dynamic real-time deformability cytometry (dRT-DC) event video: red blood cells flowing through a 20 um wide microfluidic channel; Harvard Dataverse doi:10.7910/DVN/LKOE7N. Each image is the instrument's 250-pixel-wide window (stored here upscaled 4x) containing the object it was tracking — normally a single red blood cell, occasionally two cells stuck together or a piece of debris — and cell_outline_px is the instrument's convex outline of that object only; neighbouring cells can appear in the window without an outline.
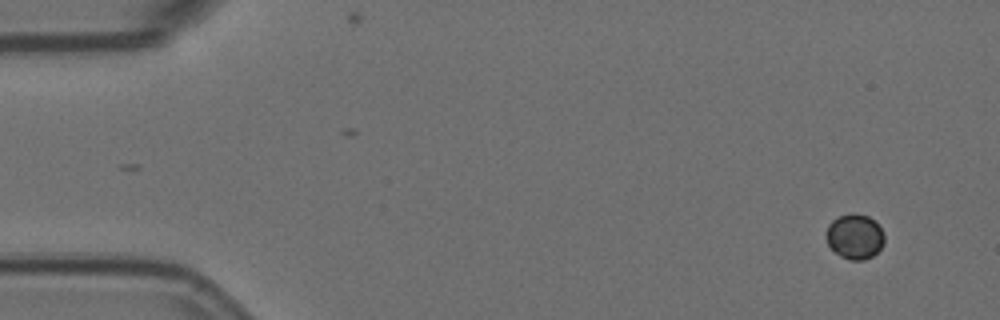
{"species": "Egyptian fruit bat (a non-hibernating species)", "species_latin": "Rousettus aegyptiacus", "temperature_condition": "room temperature", "stored_images_in_passage": 6, "camera_frame_rate_fps": 3000, "um_per_image_px": 0.085, "animal": {"sex": "female"}, "frame": {"image": 1, "passage_image": 1, "time_ms": 0.0, "image_size_px": [1000, 320], "cell_outline_px": [[884, 244], [872, 256], [864, 260], [848, 260], [840, 256], [828, 244], [824, 236], [828, 224], [836, 216], [852, 212], [868, 216], [884, 232]], "centroid_in_image_um": [72.62, 20.09], "position_along_channel_um": 12.4, "area_um2": 15.43}}
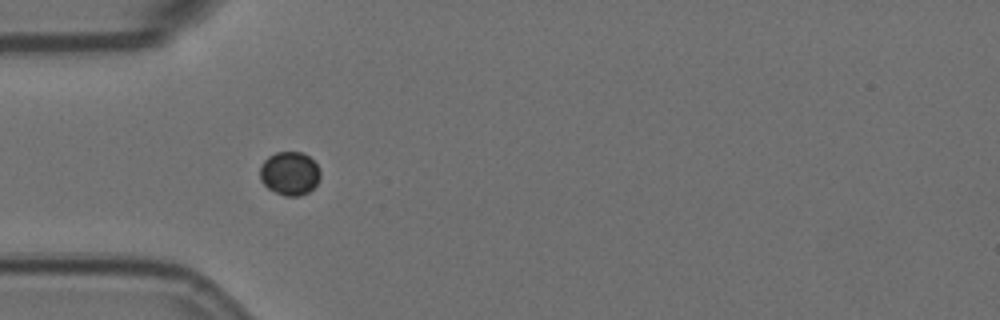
{"frame": {"image": 2, "passage_image": 5, "time_ms": 1.333, "image_size_px": [1000, 320], "cell_outline_px": [[320, 180], [308, 192], [300, 196], [284, 196], [268, 188], [260, 180], [260, 168], [264, 160], [268, 156], [276, 152], [300, 152], [308, 156], [320, 168]], "centroid_in_image_um": [24.62, 14.74], "position_along_channel_um": 60.4, "area_um2": 15.32}}
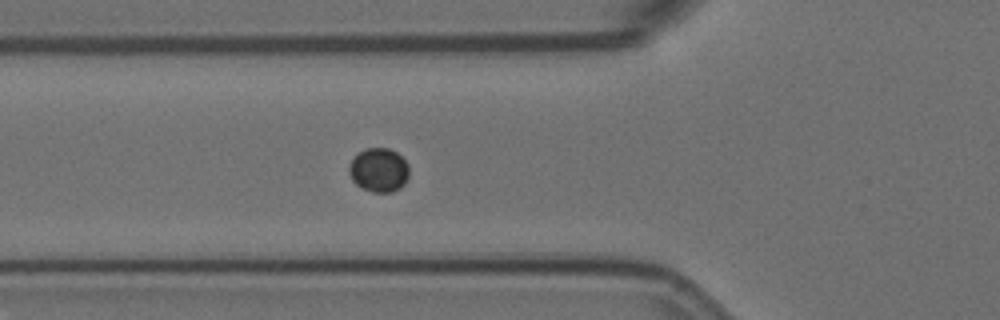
{"frame": {"image": 3, "passage_image": 6, "time_ms": 1.667, "image_size_px": [1000, 320], "cell_outline_px": [[408, 180], [400, 188], [392, 192], [372, 192], [360, 188], [352, 180], [348, 172], [348, 164], [364, 148], [388, 148], [396, 152], [408, 164]], "centroid_in_image_um": [32.19, 14.47], "position_along_channel_um": 93.6, "area_um2": 15.49}}